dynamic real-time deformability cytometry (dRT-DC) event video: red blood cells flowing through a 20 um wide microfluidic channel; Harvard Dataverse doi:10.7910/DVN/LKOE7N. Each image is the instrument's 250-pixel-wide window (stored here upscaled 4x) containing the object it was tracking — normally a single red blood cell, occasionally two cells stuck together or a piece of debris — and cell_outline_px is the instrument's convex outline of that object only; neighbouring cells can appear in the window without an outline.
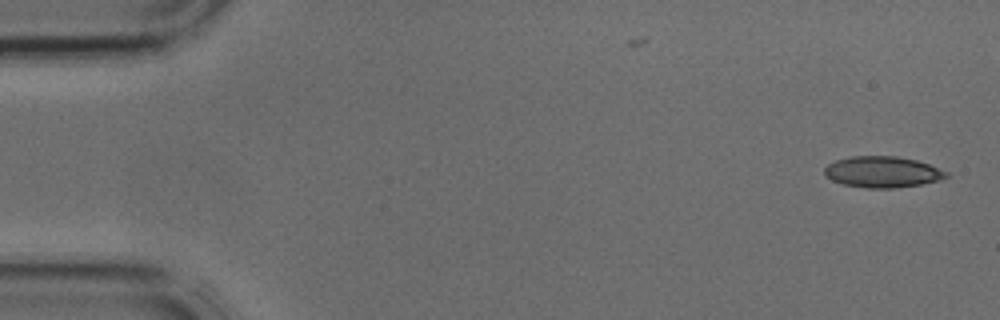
{"species": "common noctule bat (a hibernating species)", "species_latin": "Nyctalus noctula", "temperature_condition": "cold", "stored_images_in_passage": 4, "camera_frame_rate_fps": 3000, "um_per_image_px": 0.085, "animal": {"sex": "male", "body_mass_g": 17.9, "forearm_length_mm": 54.2}, "frame": {"image": 1, "passage_image": 4, "time_ms": 1.0, "image_size_px": [1000, 320], "cell_outline_px": [[948, 176], [940, 180], [920, 184], [892, 188], [868, 188], [844, 184], [832, 180], [824, 172], [824, 168], [828, 164], [836, 160], [852, 156], [896, 156], [916, 160], [928, 164], [948, 172]], "centroid_in_image_um": [75.01, 14.61], "position_along_channel_um": 10.0, "area_um2": 21.85}}